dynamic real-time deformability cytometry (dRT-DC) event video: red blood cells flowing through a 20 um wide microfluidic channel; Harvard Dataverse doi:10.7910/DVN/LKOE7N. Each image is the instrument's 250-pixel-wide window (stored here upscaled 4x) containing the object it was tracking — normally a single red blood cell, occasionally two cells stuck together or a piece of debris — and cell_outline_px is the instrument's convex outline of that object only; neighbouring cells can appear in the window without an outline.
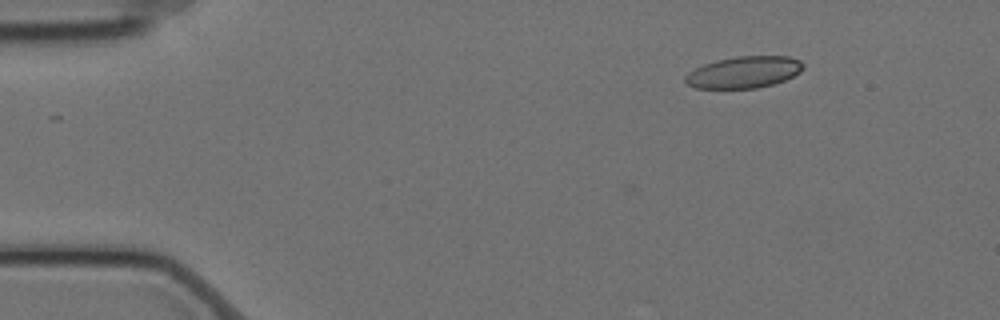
{"species": "Egyptian fruit bat (a non-hibernating species)", "species_latin": "Rousettus aegyptiacus", "temperature_condition": "cold", "stored_images_in_passage": 51, "camera_frame_rate_fps": 3000, "um_per_image_px": 0.085, "animal": {"sex": "female"}, "frame": {"image": 1, "passage_image": 1, "time_ms": 0.0, "image_size_px": [1000, 320], "cell_outline_px": [[804, 68], [800, 72], [784, 80], [772, 84], [756, 88], [696, 88], [688, 84], [684, 80], [684, 76], [688, 72], [704, 64], [716, 60], [736, 56], [788, 56], [800, 60], [804, 64]], "centroid_in_image_um": [63.23, 6.13], "position_along_channel_um": 21.8, "area_um2": 21.73}}
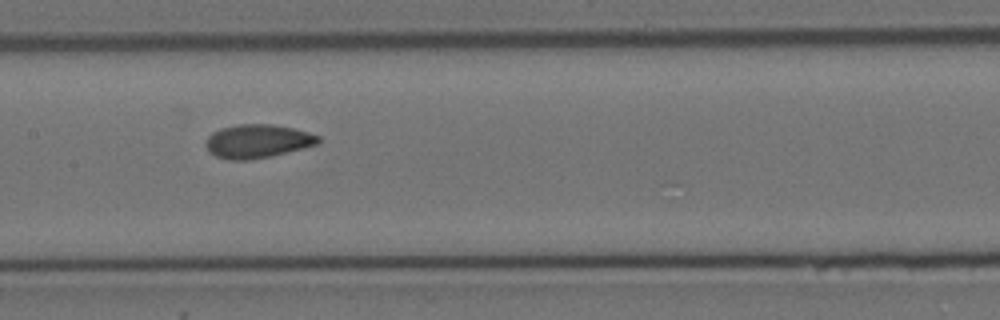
{"frame": {"image": 2, "passage_image": 22, "time_ms": 7.0, "image_size_px": [1000, 320], "cell_outline_px": [[320, 144], [268, 156], [248, 160], [228, 160], [216, 156], [208, 152], [204, 144], [208, 136], [212, 132], [220, 128], [236, 124], [272, 124], [292, 128], [308, 132], [320, 136]], "centroid_in_image_um": [21.85, 11.99], "position_along_channel_um": 185.5, "area_um2": 22.08}}
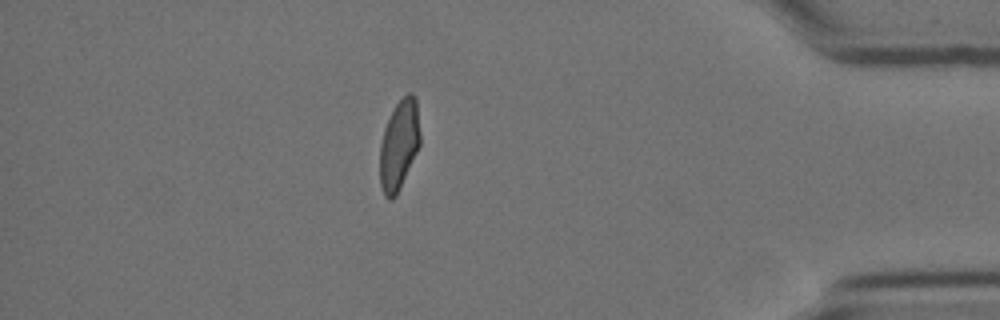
{"frame": {"image": 3, "passage_image": 44, "time_ms": 14.333, "image_size_px": [1000, 320], "cell_outline_px": [[420, 144], [400, 188], [396, 196], [392, 200], [388, 200], [384, 196], [380, 184], [380, 144], [384, 128], [392, 108], [408, 92], [412, 92], [416, 96], [420, 132]], "centroid_in_image_um": [33.92, 12.3], "position_along_channel_um": 401.3, "area_um2": 21.27}, "authors_computed_cell_mechanics": {"area_um2": 21.6172, "velocity_mm_per_s": 3.4991, "shape_relaxation_time_tau1_ms": null, "shape_relaxation_time_tau2_ms": 1.3976, "deformation_change_tau1": null, "deformation_change_tau2": 0.0662}}